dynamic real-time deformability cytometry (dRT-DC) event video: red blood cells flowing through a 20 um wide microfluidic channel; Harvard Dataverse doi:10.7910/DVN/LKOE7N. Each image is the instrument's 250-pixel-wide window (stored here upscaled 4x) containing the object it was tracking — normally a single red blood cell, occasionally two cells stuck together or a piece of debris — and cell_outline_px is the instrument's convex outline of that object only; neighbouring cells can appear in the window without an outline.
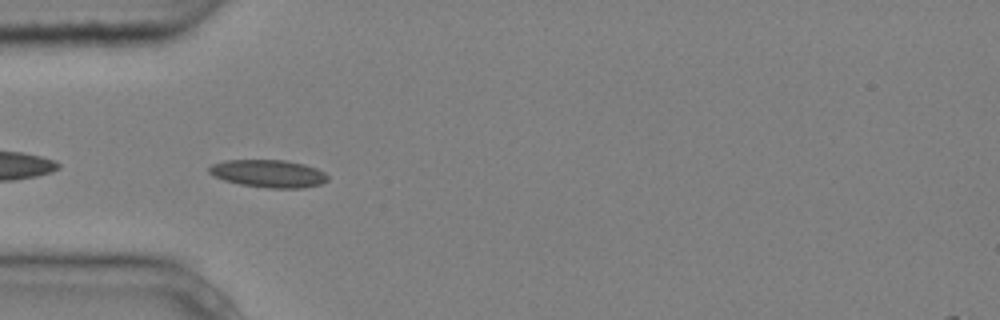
{"species": "common noctule bat (a hibernating species)", "species_latin": "Nyctalus noctula", "temperature_condition": "cold", "stored_images_in_passage": 5, "camera_frame_rate_fps": 3000, "um_per_image_px": 0.085, "animal": {"sex": "male", "body_mass_g": 20.4}, "frame": {"image": 1, "passage_image": 5, "time_ms": 1.333, "image_size_px": [1000, 320], "cell_outline_px": [[328, 180], [320, 184], [304, 188], [268, 188], [240, 184], [224, 180], [212, 176], [208, 172], [208, 168], [212, 164], [228, 160], [284, 160], [304, 164], [316, 168], [324, 172], [328, 176]], "centroid_in_image_um": [22.81, 14.76], "position_along_channel_um": 62.2, "area_um2": 19.13}}